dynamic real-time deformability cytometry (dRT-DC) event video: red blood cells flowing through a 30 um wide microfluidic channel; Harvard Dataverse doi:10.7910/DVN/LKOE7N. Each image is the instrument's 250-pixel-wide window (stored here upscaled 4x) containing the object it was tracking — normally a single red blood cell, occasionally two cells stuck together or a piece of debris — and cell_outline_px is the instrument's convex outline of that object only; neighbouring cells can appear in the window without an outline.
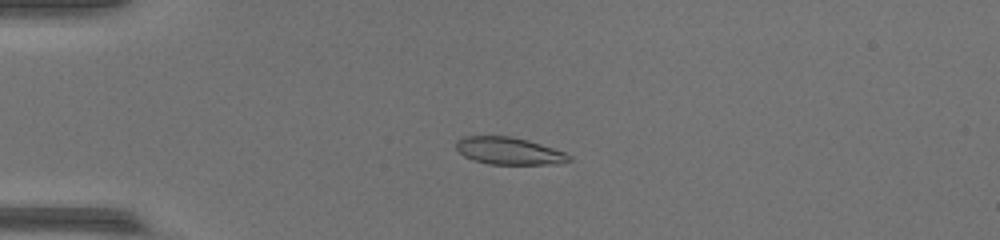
{"species": "common noctule bat (a hibernating species)", "species_latin": "Nyctalus noctula", "temperature_condition": "warm", "stored_images_in_passage": 39, "camera_frame_rate_fps": 3000, "um_per_image_px": 0.085, "animal": {"sex": "female", "body_mass_g": 17.0, "forearm_length_mm": 48.0}, "frame": {"image": 1, "passage_image": 1, "time_ms": 0.0, "image_size_px": [1000, 240], "cell_outline_px": [[572, 160], [556, 164], [488, 164], [472, 160], [464, 156], [456, 148], [456, 140], [464, 136], [508, 136], [528, 140], [564, 152], [572, 156]], "centroid_in_image_um": [43.24, 12.83], "position_along_channel_um": 41.8, "area_um2": 17.92}}
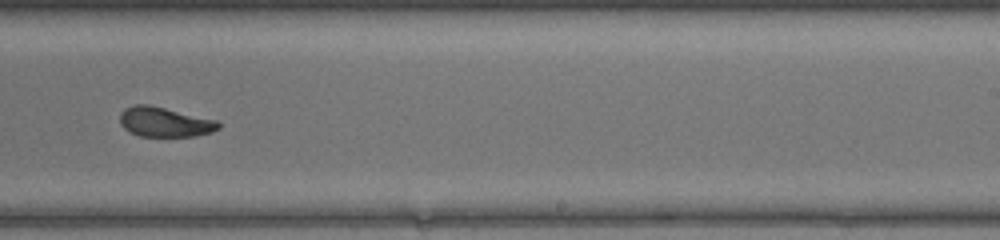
{"frame": {"image": 2, "passage_image": 21, "time_ms": 6.667, "image_size_px": [1000, 240], "cell_outline_px": [[220, 128], [212, 132], [192, 136], [140, 136], [128, 132], [120, 124], [120, 112], [124, 108], [136, 104], [148, 104], [216, 120], [220, 124]], "centroid_in_image_um": [13.96, 10.37], "position_along_channel_um": 275.0, "area_um2": 17.05}}
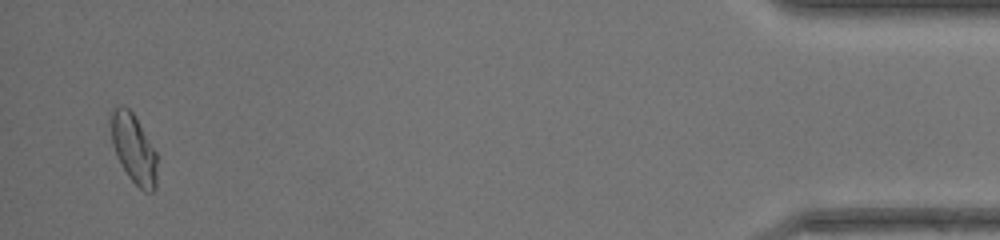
{"frame": {"image": 3, "passage_image": 38, "time_ms": 12.333, "image_size_px": [1000, 240], "cell_outline_px": [[156, 188], [152, 192], [144, 192], [128, 176], [112, 144], [108, 112], [116, 104], [120, 104], [128, 108], [132, 112], [156, 152]], "centroid_in_image_um": [11.32, 12.57], "position_along_channel_um": 423.9, "area_um2": 18.61}}